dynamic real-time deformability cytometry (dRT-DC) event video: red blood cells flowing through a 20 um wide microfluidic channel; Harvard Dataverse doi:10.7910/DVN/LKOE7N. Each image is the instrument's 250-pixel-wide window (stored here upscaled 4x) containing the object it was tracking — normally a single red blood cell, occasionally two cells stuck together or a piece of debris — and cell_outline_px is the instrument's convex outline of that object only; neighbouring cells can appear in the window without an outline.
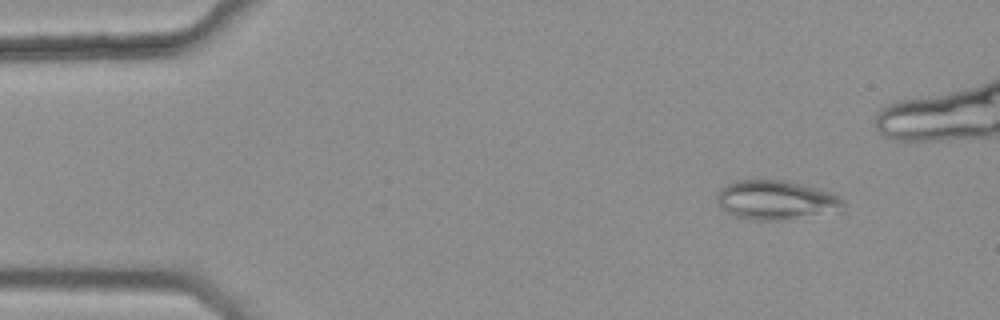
{"species": "common noctule bat (a hibernating species)", "species_latin": "Nyctalus noctula", "temperature_condition": "warm", "stored_images_in_passage": 45, "camera_frame_rate_fps": 3000, "um_per_image_px": 0.085, "animal": {"sex": "female", "body_mass_g": 25.1}, "frame": {"image": 1, "passage_image": 6, "time_ms": 1.667, "image_size_px": [1000, 320], "cell_outline_px": [[844, 204], [840, 212], [784, 220], [752, 220], [736, 216], [720, 208], [716, 200], [716, 192], [724, 184], [736, 180], [784, 180], [820, 188], [844, 200]], "centroid_in_image_um": [65.94, 17.01], "position_along_channel_um": 19.1, "area_um2": 29.3}}
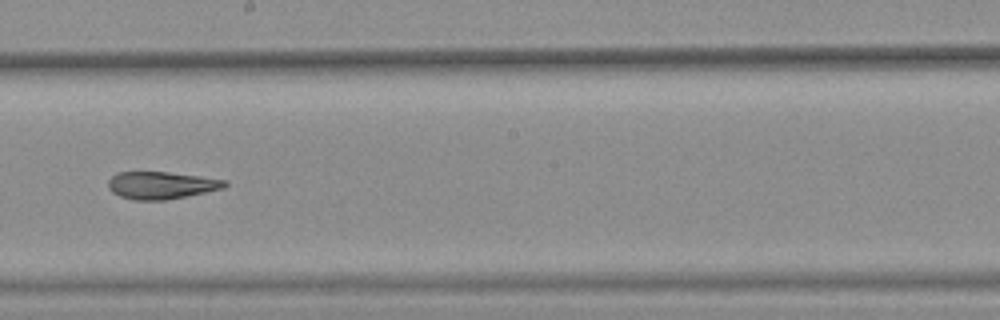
{"frame": {"image": 2, "passage_image": 30, "time_ms": 9.667, "image_size_px": [1000, 320], "cell_outline_px": [[228, 184], [224, 188], [164, 200], [136, 200], [120, 196], [112, 192], [108, 188], [108, 180], [116, 172], [168, 172], [200, 176], [224, 180]], "centroid_in_image_um": [13.67, 15.74], "position_along_channel_um": 234.5, "area_um2": 18.38}}
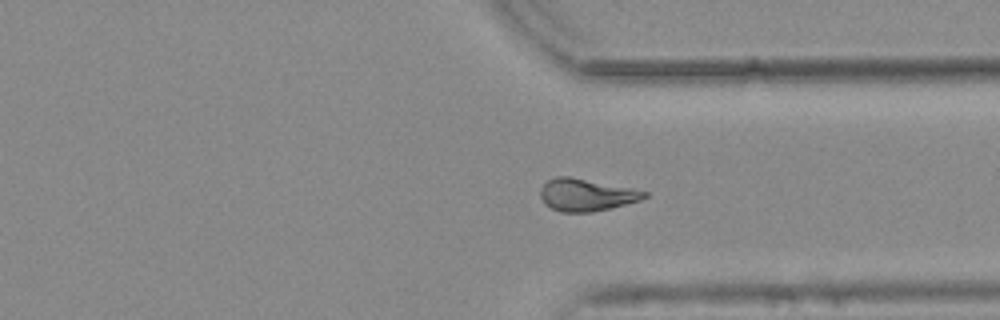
{"frame": {"image": 3, "passage_image": 40, "time_ms": 13.0, "image_size_px": [1000, 320], "cell_outline_px": [[648, 196], [640, 200], [592, 212], [560, 212], [544, 204], [540, 196], [540, 188], [548, 180], [556, 176], [568, 176], [632, 188], [648, 192]], "centroid_in_image_um": [49.8, 16.56], "position_along_channel_um": 361.6, "area_um2": 19.42}, "authors_computed_cell_mechanics": {"area_um2": 19.941, "velocity_mm_per_s": 3.7945, "shape_relaxation_time_tau1_ms": null, "shape_relaxation_time_tau2_ms": 4.1895, "deformation_change_tau1": null, "deformation_change_tau2": 0.1003}}